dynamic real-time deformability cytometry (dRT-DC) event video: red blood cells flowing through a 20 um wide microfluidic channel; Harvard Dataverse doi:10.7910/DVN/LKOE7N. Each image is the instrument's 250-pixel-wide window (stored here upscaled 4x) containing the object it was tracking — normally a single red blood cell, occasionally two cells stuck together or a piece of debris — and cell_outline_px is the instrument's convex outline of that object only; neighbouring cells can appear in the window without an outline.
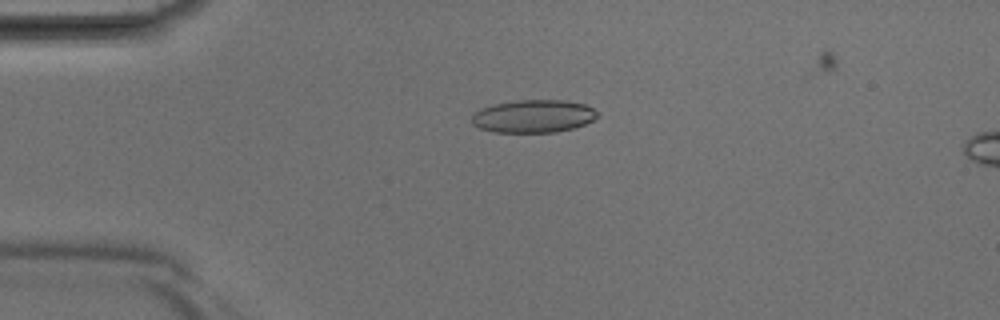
{"species": "Egyptian fruit bat (a non-hibernating species)", "species_latin": "Rousettus aegyptiacus", "temperature_condition": "room temperature", "stored_images_in_passage": 13, "camera_frame_rate_fps": 3000, "um_per_image_px": 0.085, "animal": {"sex": "male"}, "frame": {"image": 1, "passage_image": 10, "time_ms": 3.0, "image_size_px": [1000, 320], "cell_outline_px": [[596, 116], [592, 120], [584, 124], [572, 128], [556, 132], [492, 132], [480, 128], [472, 124], [472, 112], [480, 108], [492, 104], [516, 100], [564, 100], [584, 104], [592, 108], [596, 112]], "centroid_in_image_um": [45.26, 9.87], "position_along_channel_um": 39.7, "area_um2": 24.04}}